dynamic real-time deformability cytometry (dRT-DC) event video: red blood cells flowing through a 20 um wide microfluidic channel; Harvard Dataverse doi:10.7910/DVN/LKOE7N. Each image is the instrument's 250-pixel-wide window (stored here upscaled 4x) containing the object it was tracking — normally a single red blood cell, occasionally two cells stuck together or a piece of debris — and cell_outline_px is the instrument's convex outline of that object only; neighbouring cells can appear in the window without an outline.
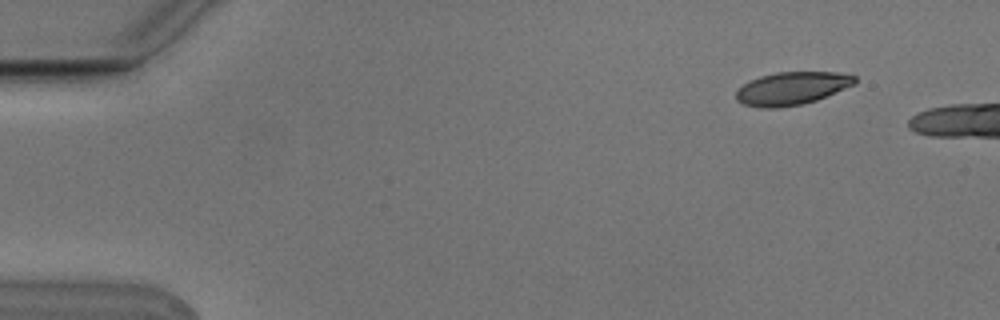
{"species": "Egyptian fruit bat (a non-hibernating species)", "species_latin": "Rousettus aegyptiacus", "temperature_condition": "cold", "stored_images_in_passage": 3, "camera_frame_rate_fps": 3000, "um_per_image_px": 0.085, "animal": {"sex": "male"}, "frame": {"image": 1, "passage_image": 1, "time_ms": 0.0, "image_size_px": [1000, 320], "cell_outline_px": [[856, 84], [816, 100], [804, 104], [776, 108], [760, 108], [744, 104], [736, 100], [736, 92], [744, 84], [760, 76], [776, 72], [836, 72], [856, 76]], "centroid_in_image_um": [67.32, 7.51], "position_along_channel_um": 17.7, "area_um2": 22.72}}